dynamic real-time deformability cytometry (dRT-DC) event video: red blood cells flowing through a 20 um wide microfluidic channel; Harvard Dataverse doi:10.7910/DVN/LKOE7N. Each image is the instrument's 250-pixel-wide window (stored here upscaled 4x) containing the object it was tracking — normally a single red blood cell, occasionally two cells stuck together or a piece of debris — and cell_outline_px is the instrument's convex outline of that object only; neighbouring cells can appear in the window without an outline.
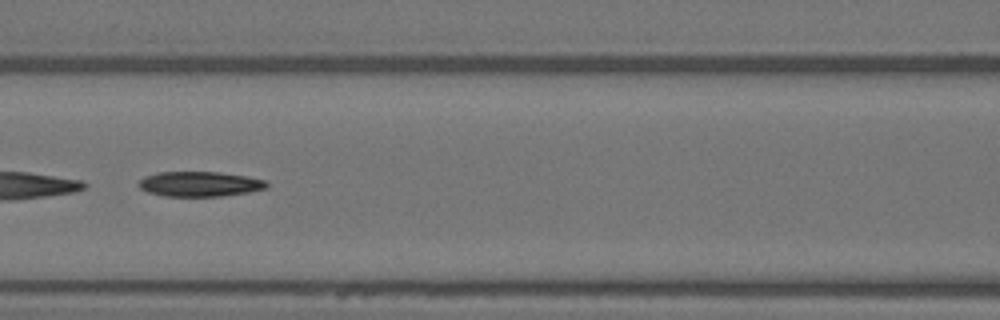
{"species": "Egyptian fruit bat (a non-hibernating species)", "species_latin": "Rousettus aegyptiacus", "temperature_condition": "warm", "stored_images_in_passage": 51, "segment_of_instrument_passage": [2, 2], "camera_frame_rate_fps": 3000, "um_per_image_px": 0.085, "animal": {"sex": "female"}, "frame": {"image": 1, "passage_image": 23, "time_ms": 7.333, "image_size_px": [1000, 320], "cell_outline_px": [[268, 188], [248, 192], [220, 196], [164, 196], [148, 192], [140, 188], [140, 180], [144, 176], [160, 172], [220, 172], [248, 176], [264, 180], [268, 184]], "centroid_in_image_um": [17.0, 15.64], "position_along_channel_um": 149.6, "area_um2": 18.55}}
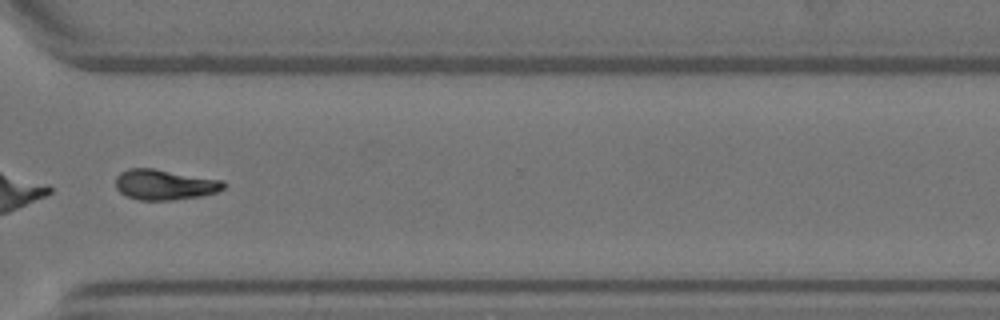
{"frame": {"image": 2, "passage_image": 39, "time_ms": 12.667, "image_size_px": [1000, 320], "cell_outline_px": [[228, 184], [224, 188], [216, 192], [204, 196], [172, 200], [140, 200], [128, 196], [120, 192], [116, 188], [116, 176], [120, 172], [128, 168], [152, 168], [224, 180]], "centroid_in_image_um": [14.03, 15.69], "position_along_channel_um": 356.6, "area_um2": 19.31}}